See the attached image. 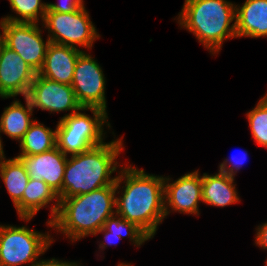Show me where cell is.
I'll use <instances>...</instances> for the list:
<instances>
[{"instance_id": "1", "label": "cell", "mask_w": 267, "mask_h": 266, "mask_svg": "<svg viewBox=\"0 0 267 266\" xmlns=\"http://www.w3.org/2000/svg\"><path fill=\"white\" fill-rule=\"evenodd\" d=\"M120 168L115 182L116 214L135 224L150 239L154 238L165 218L164 177L148 174L133 165ZM121 183L122 189L118 191Z\"/></svg>"}, {"instance_id": "2", "label": "cell", "mask_w": 267, "mask_h": 266, "mask_svg": "<svg viewBox=\"0 0 267 266\" xmlns=\"http://www.w3.org/2000/svg\"><path fill=\"white\" fill-rule=\"evenodd\" d=\"M115 184L76 195L59 198V208L52 229L63 233L72 242L95 236L106 220L116 213Z\"/></svg>"}, {"instance_id": "3", "label": "cell", "mask_w": 267, "mask_h": 266, "mask_svg": "<svg viewBox=\"0 0 267 266\" xmlns=\"http://www.w3.org/2000/svg\"><path fill=\"white\" fill-rule=\"evenodd\" d=\"M122 140L117 138L68 156L71 158L67 159L65 166L60 198H70L115 184L117 176H111L121 166L116 159L124 149Z\"/></svg>"}, {"instance_id": "4", "label": "cell", "mask_w": 267, "mask_h": 266, "mask_svg": "<svg viewBox=\"0 0 267 266\" xmlns=\"http://www.w3.org/2000/svg\"><path fill=\"white\" fill-rule=\"evenodd\" d=\"M179 13L180 27L192 32L212 55L226 39L237 38L236 4L228 0H185Z\"/></svg>"}, {"instance_id": "5", "label": "cell", "mask_w": 267, "mask_h": 266, "mask_svg": "<svg viewBox=\"0 0 267 266\" xmlns=\"http://www.w3.org/2000/svg\"><path fill=\"white\" fill-rule=\"evenodd\" d=\"M89 111L93 117L85 112ZM108 114L99 108H82L60 119L56 126L57 148L68 156L85 152L104 143V125L109 129ZM104 132V133H103Z\"/></svg>"}, {"instance_id": "6", "label": "cell", "mask_w": 267, "mask_h": 266, "mask_svg": "<svg viewBox=\"0 0 267 266\" xmlns=\"http://www.w3.org/2000/svg\"><path fill=\"white\" fill-rule=\"evenodd\" d=\"M54 241L47 233L27 226L16 227L0 224V266H32Z\"/></svg>"}, {"instance_id": "7", "label": "cell", "mask_w": 267, "mask_h": 266, "mask_svg": "<svg viewBox=\"0 0 267 266\" xmlns=\"http://www.w3.org/2000/svg\"><path fill=\"white\" fill-rule=\"evenodd\" d=\"M42 24L48 30L50 42L77 49L78 46L92 49L100 37L85 7L71 13L46 12Z\"/></svg>"}, {"instance_id": "8", "label": "cell", "mask_w": 267, "mask_h": 266, "mask_svg": "<svg viewBox=\"0 0 267 266\" xmlns=\"http://www.w3.org/2000/svg\"><path fill=\"white\" fill-rule=\"evenodd\" d=\"M38 23L0 21L4 45L15 51L37 73L42 68L50 40L42 37Z\"/></svg>"}, {"instance_id": "9", "label": "cell", "mask_w": 267, "mask_h": 266, "mask_svg": "<svg viewBox=\"0 0 267 266\" xmlns=\"http://www.w3.org/2000/svg\"><path fill=\"white\" fill-rule=\"evenodd\" d=\"M105 75L92 55L83 51L76 61L72 88L82 108L107 109Z\"/></svg>"}, {"instance_id": "10", "label": "cell", "mask_w": 267, "mask_h": 266, "mask_svg": "<svg viewBox=\"0 0 267 266\" xmlns=\"http://www.w3.org/2000/svg\"><path fill=\"white\" fill-rule=\"evenodd\" d=\"M27 98L33 110L39 108L50 113L71 111L60 119L82 109L71 85L61 84L38 74L30 86Z\"/></svg>"}, {"instance_id": "11", "label": "cell", "mask_w": 267, "mask_h": 266, "mask_svg": "<svg viewBox=\"0 0 267 266\" xmlns=\"http://www.w3.org/2000/svg\"><path fill=\"white\" fill-rule=\"evenodd\" d=\"M170 180L169 176L164 177L165 218L172 211L198 216L199 203L203 202L199 170L185 173L175 181Z\"/></svg>"}, {"instance_id": "12", "label": "cell", "mask_w": 267, "mask_h": 266, "mask_svg": "<svg viewBox=\"0 0 267 266\" xmlns=\"http://www.w3.org/2000/svg\"><path fill=\"white\" fill-rule=\"evenodd\" d=\"M37 72L15 51L3 45L0 58V97H27Z\"/></svg>"}, {"instance_id": "13", "label": "cell", "mask_w": 267, "mask_h": 266, "mask_svg": "<svg viewBox=\"0 0 267 266\" xmlns=\"http://www.w3.org/2000/svg\"><path fill=\"white\" fill-rule=\"evenodd\" d=\"M27 170L29 178L43 180L60 198L62 196V182L64 177L67 155L57 147L31 156H16Z\"/></svg>"}, {"instance_id": "14", "label": "cell", "mask_w": 267, "mask_h": 266, "mask_svg": "<svg viewBox=\"0 0 267 266\" xmlns=\"http://www.w3.org/2000/svg\"><path fill=\"white\" fill-rule=\"evenodd\" d=\"M83 51L71 46L50 42L38 75L61 84L71 85L78 56Z\"/></svg>"}, {"instance_id": "15", "label": "cell", "mask_w": 267, "mask_h": 266, "mask_svg": "<svg viewBox=\"0 0 267 266\" xmlns=\"http://www.w3.org/2000/svg\"><path fill=\"white\" fill-rule=\"evenodd\" d=\"M59 201L58 195L43 180L30 178L22 198L14 205V208L19 218L27 222L33 219L40 209L51 205V202L54 203L50 207V220L47 221V226L52 228L51 222L57 214Z\"/></svg>"}, {"instance_id": "16", "label": "cell", "mask_w": 267, "mask_h": 266, "mask_svg": "<svg viewBox=\"0 0 267 266\" xmlns=\"http://www.w3.org/2000/svg\"><path fill=\"white\" fill-rule=\"evenodd\" d=\"M236 36L267 37V0H245L236 5Z\"/></svg>"}, {"instance_id": "17", "label": "cell", "mask_w": 267, "mask_h": 266, "mask_svg": "<svg viewBox=\"0 0 267 266\" xmlns=\"http://www.w3.org/2000/svg\"><path fill=\"white\" fill-rule=\"evenodd\" d=\"M235 177L218 171L214 175H202V201L215 207H225L240 202Z\"/></svg>"}, {"instance_id": "18", "label": "cell", "mask_w": 267, "mask_h": 266, "mask_svg": "<svg viewBox=\"0 0 267 266\" xmlns=\"http://www.w3.org/2000/svg\"><path fill=\"white\" fill-rule=\"evenodd\" d=\"M24 104L18 99L12 101L11 105L6 107L0 117L1 132L14 140L20 141L24 134L29 129L30 125L35 121L31 117L33 115V108L27 97H24Z\"/></svg>"}, {"instance_id": "19", "label": "cell", "mask_w": 267, "mask_h": 266, "mask_svg": "<svg viewBox=\"0 0 267 266\" xmlns=\"http://www.w3.org/2000/svg\"><path fill=\"white\" fill-rule=\"evenodd\" d=\"M103 234L104 241H101L99 244V249L104 250L108 245H114L116 240H120L123 237L128 236L130 241L133 242L136 247L141 246L145 241H148L150 238L135 224L122 219L116 213L109 217L104 226L96 232L97 234Z\"/></svg>"}, {"instance_id": "20", "label": "cell", "mask_w": 267, "mask_h": 266, "mask_svg": "<svg viewBox=\"0 0 267 266\" xmlns=\"http://www.w3.org/2000/svg\"><path fill=\"white\" fill-rule=\"evenodd\" d=\"M19 143L21 153L18 156H31L50 151L57 147L56 128L52 130L35 118Z\"/></svg>"}, {"instance_id": "21", "label": "cell", "mask_w": 267, "mask_h": 266, "mask_svg": "<svg viewBox=\"0 0 267 266\" xmlns=\"http://www.w3.org/2000/svg\"><path fill=\"white\" fill-rule=\"evenodd\" d=\"M0 177L15 205L23 196L27 187L29 176L22 161L17 158H0Z\"/></svg>"}, {"instance_id": "22", "label": "cell", "mask_w": 267, "mask_h": 266, "mask_svg": "<svg viewBox=\"0 0 267 266\" xmlns=\"http://www.w3.org/2000/svg\"><path fill=\"white\" fill-rule=\"evenodd\" d=\"M12 11L17 14L16 17L9 15L2 17V20L9 22L38 23L39 17L43 22L47 3L42 0H8Z\"/></svg>"}, {"instance_id": "23", "label": "cell", "mask_w": 267, "mask_h": 266, "mask_svg": "<svg viewBox=\"0 0 267 266\" xmlns=\"http://www.w3.org/2000/svg\"><path fill=\"white\" fill-rule=\"evenodd\" d=\"M247 114L251 135L256 144L267 148V93Z\"/></svg>"}, {"instance_id": "24", "label": "cell", "mask_w": 267, "mask_h": 266, "mask_svg": "<svg viewBox=\"0 0 267 266\" xmlns=\"http://www.w3.org/2000/svg\"><path fill=\"white\" fill-rule=\"evenodd\" d=\"M84 7L83 0H60L58 3H47L46 12L71 13Z\"/></svg>"}, {"instance_id": "25", "label": "cell", "mask_w": 267, "mask_h": 266, "mask_svg": "<svg viewBox=\"0 0 267 266\" xmlns=\"http://www.w3.org/2000/svg\"><path fill=\"white\" fill-rule=\"evenodd\" d=\"M242 154L243 155L242 156L240 155L241 156L240 158H238L235 155L234 156L232 155L231 159L230 158L224 159V161L219 165V171L235 177L236 173L240 170L247 157V153H242Z\"/></svg>"}, {"instance_id": "26", "label": "cell", "mask_w": 267, "mask_h": 266, "mask_svg": "<svg viewBox=\"0 0 267 266\" xmlns=\"http://www.w3.org/2000/svg\"><path fill=\"white\" fill-rule=\"evenodd\" d=\"M256 230L255 244L262 250H267V222L260 224Z\"/></svg>"}, {"instance_id": "27", "label": "cell", "mask_w": 267, "mask_h": 266, "mask_svg": "<svg viewBox=\"0 0 267 266\" xmlns=\"http://www.w3.org/2000/svg\"><path fill=\"white\" fill-rule=\"evenodd\" d=\"M32 266H81L78 262L62 261L55 258L39 259Z\"/></svg>"}, {"instance_id": "28", "label": "cell", "mask_w": 267, "mask_h": 266, "mask_svg": "<svg viewBox=\"0 0 267 266\" xmlns=\"http://www.w3.org/2000/svg\"><path fill=\"white\" fill-rule=\"evenodd\" d=\"M0 133H2L1 129H0ZM2 157H5V155H4L3 144H2L1 135H0V158Z\"/></svg>"}, {"instance_id": "29", "label": "cell", "mask_w": 267, "mask_h": 266, "mask_svg": "<svg viewBox=\"0 0 267 266\" xmlns=\"http://www.w3.org/2000/svg\"><path fill=\"white\" fill-rule=\"evenodd\" d=\"M3 45H4V40H3L2 35L0 34V58H1Z\"/></svg>"}, {"instance_id": "30", "label": "cell", "mask_w": 267, "mask_h": 266, "mask_svg": "<svg viewBox=\"0 0 267 266\" xmlns=\"http://www.w3.org/2000/svg\"><path fill=\"white\" fill-rule=\"evenodd\" d=\"M117 266H133V265L122 262V263H119Z\"/></svg>"}]
</instances>
